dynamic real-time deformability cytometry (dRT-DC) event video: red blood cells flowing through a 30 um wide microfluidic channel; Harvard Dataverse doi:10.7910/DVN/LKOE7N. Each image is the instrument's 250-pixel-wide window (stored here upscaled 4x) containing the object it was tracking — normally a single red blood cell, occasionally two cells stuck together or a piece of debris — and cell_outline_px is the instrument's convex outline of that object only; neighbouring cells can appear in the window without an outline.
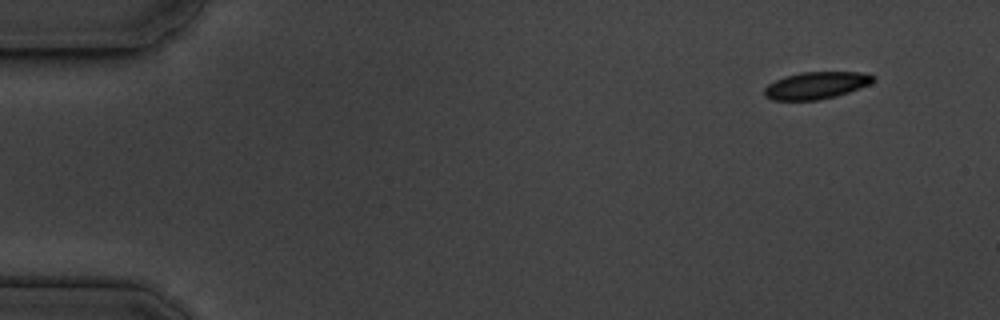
{"species": "common noctule bat (a hibernating species)", "species_latin": "Nyctalus noctula", "temperature_condition": "cold", "stored_images_in_passage": 52, "camera_frame_rate_fps": 3000, "um_per_image_px": 0.085, "animal": {"sex": "male", "body_mass_g": 19.5, "forearm_length_mm": 54.6}, "frame": {"image": 1, "passage_image": 1, "time_ms": 0.0, "image_size_px": [1000, 320], "cell_outline_px": [[876, 80], [872, 84], [836, 96], [816, 100], [772, 100], [764, 96], [764, 88], [768, 84], [784, 76], [800, 72], [860, 72], [876, 76]], "centroid_in_image_um": [69.39, 7.25], "position_along_channel_um": 15.6, "area_um2": 17.34}}
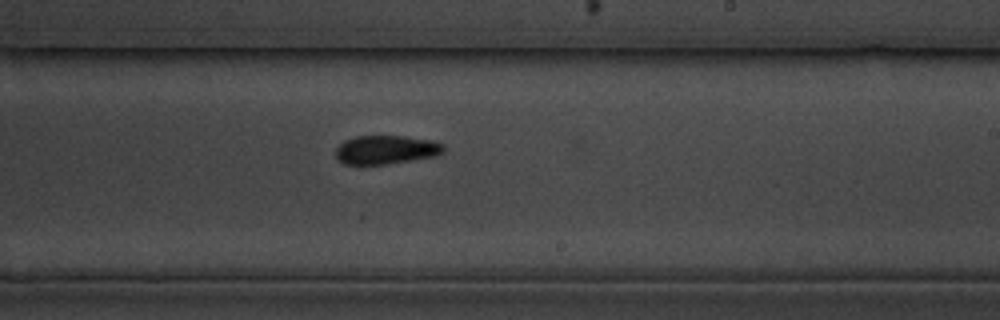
{"frame": {"image": 2, "passage_image": 30, "time_ms": 9.667, "image_size_px": [1000, 320], "cell_outline_px": [[444, 152], [436, 156], [384, 164], [344, 164], [336, 156], [336, 148], [344, 140], [356, 136], [404, 136], [432, 140], [444, 144]], "centroid_in_image_um": [32.83, 12.72], "position_along_channel_um": 256.2, "area_um2": 17.98}}
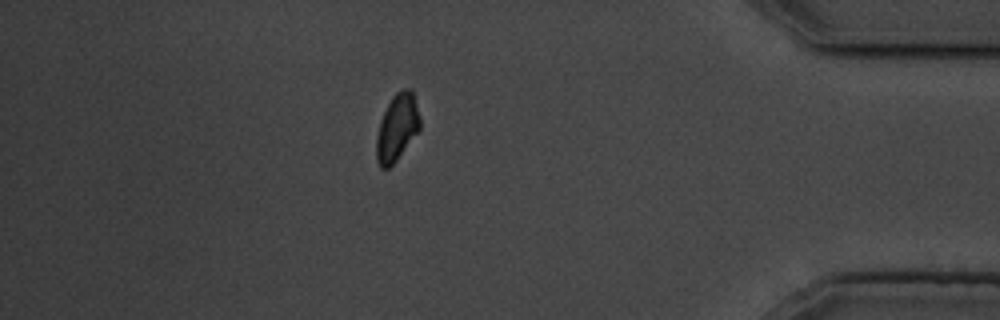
{"frame": {"image": 3, "passage_image": 45, "time_ms": 14.667, "image_size_px": [1000, 320], "cell_outline_px": [[420, 128], [396, 160], [388, 168], [380, 168], [376, 160], [376, 136], [380, 120], [392, 96], [396, 92], [404, 88], [412, 88], [420, 116]], "centroid_in_image_um": [33.74, 10.81], "position_along_channel_um": 401.5, "area_um2": 16.94}, "authors_computed_cell_mechanics": {"area_um2": 17.8313, "velocity_mm_per_s": 3.626, "shape_relaxation_time_tau1_ms": 2.1348, "shape_relaxation_time_tau2_ms": 5.8555, "deformation_change_tau1": 0.0775, "deformation_change_tau2": 0.1097}}